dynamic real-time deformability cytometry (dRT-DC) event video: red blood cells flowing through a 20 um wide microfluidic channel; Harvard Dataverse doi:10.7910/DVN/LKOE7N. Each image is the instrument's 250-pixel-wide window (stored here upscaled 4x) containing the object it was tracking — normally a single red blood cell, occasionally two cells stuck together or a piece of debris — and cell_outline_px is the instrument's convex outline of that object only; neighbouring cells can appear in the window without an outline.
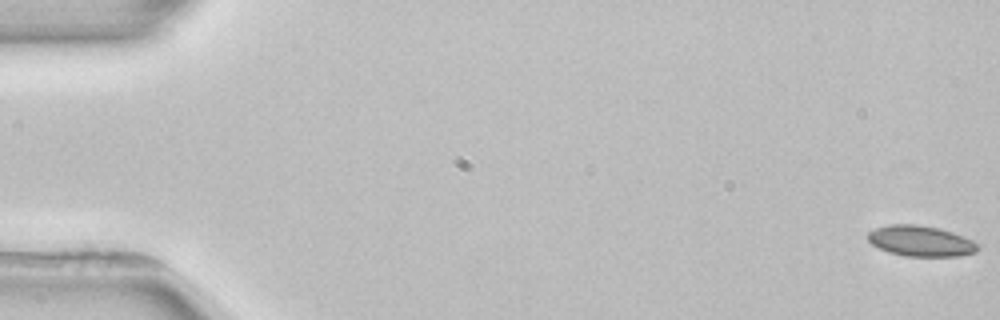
{"species": "common noctule bat (a hibernating species)", "species_latin": "Nyctalus noctula", "temperature_condition": "room temperature", "stored_images_in_passage": 3, "camera_frame_rate_fps": 3000, "um_per_image_px": 0.085, "animal": {"sex": "female", "body_mass_g": 22.7, "forearm_length_mm": 54.2}, "frame": {"image": 1, "passage_image": 1, "time_ms": 0.0, "image_size_px": [1000, 320], "cell_outline_px": [[980, 248], [976, 252], [960, 256], [904, 256], [888, 252], [872, 244], [868, 240], [868, 232], [876, 228], [888, 224], [916, 224], [940, 228], [964, 236], [972, 240]], "centroid_in_image_um": [78.26, 20.48], "position_along_channel_um": 6.7, "area_um2": 19.71}}
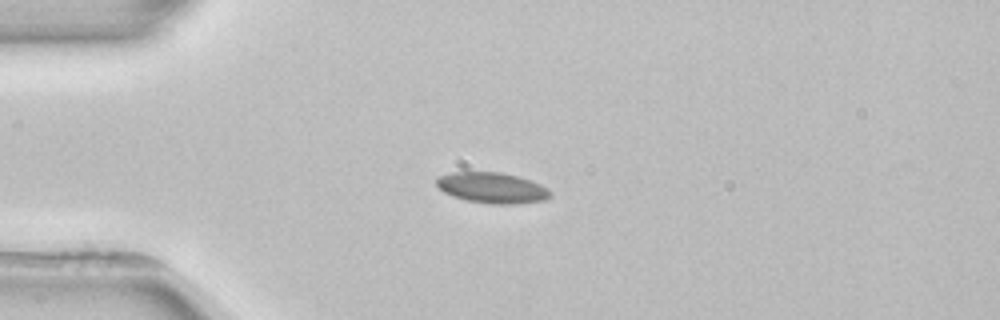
{"frame": {"image": 2, "passage_image": 3, "time_ms": 4.333, "image_size_px": [1000, 320], "cell_outline_px": [[552, 196], [544, 200], [516, 204], [488, 204], [468, 200], [452, 196], [444, 192], [436, 184], [436, 180], [440, 176], [452, 172], [500, 172], [516, 176], [540, 184], [548, 188], [552, 192]], "centroid_in_image_um": [41.85, 15.97], "position_along_channel_um": 43.2, "area_um2": 20.29}}